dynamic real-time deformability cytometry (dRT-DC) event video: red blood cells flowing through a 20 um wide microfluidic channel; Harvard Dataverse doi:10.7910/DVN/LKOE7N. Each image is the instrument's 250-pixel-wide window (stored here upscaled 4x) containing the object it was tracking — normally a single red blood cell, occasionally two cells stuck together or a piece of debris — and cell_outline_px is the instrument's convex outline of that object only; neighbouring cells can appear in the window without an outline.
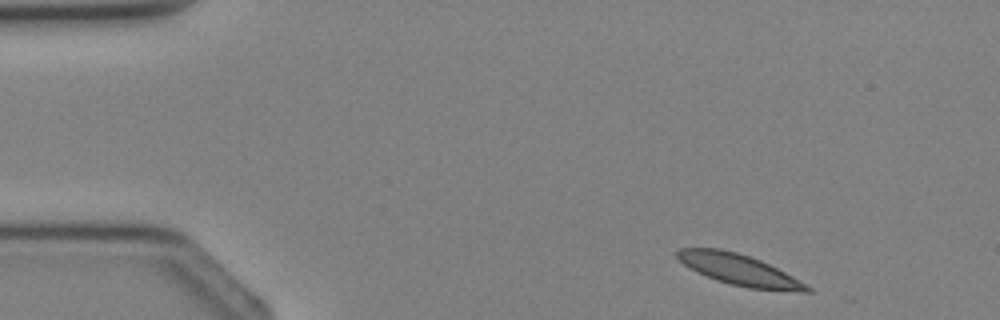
{"species": "Egyptian fruit bat (a non-hibernating species)", "species_latin": "Rousettus aegyptiacus", "temperature_condition": "cold", "stored_images_in_passage": 2, "camera_frame_rate_fps": 3000, "um_per_image_px": 0.085, "animal": {"sex": "female"}, "frame": {"image": 1, "passage_image": 1, "time_ms": 0.0, "image_size_px": [1000, 320], "cell_outline_px": [[812, 292], [800, 292], [748, 288], [716, 280], [696, 272], [684, 264], [676, 256], [676, 252], [680, 248], [720, 248], [736, 252], [760, 260], [792, 276], [812, 288]], "centroid_in_image_um": [62.82, 22.93], "position_along_channel_um": 22.2, "area_um2": 23.18}}